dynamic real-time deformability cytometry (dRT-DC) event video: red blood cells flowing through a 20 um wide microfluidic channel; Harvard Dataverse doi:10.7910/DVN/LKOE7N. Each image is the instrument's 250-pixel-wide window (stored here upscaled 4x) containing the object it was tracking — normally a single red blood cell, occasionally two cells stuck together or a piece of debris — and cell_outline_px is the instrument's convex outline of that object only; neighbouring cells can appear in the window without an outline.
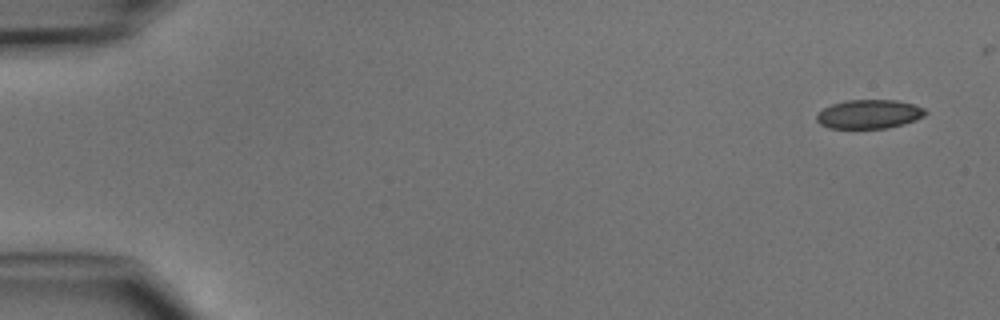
{"species": "common noctule bat (a hibernating species)", "species_latin": "Nyctalus noctula", "temperature_condition": "cold", "stored_images_in_passage": 41, "camera_frame_rate_fps": 3000, "um_per_image_px": 0.085, "animal": {"sex": "male", "body_mass_g": 15.6}, "frame": {"image": 1, "passage_image": 1, "time_ms": 0.0, "image_size_px": [1000, 320], "cell_outline_px": [[928, 112], [924, 116], [916, 120], [904, 124], [888, 128], [828, 128], [820, 124], [816, 120], [816, 116], [824, 108], [832, 104], [848, 100], [896, 100], [916, 104], [924, 108]], "centroid_in_image_um": [73.92, 9.7], "position_along_channel_um": 11.1, "area_um2": 18.44}}
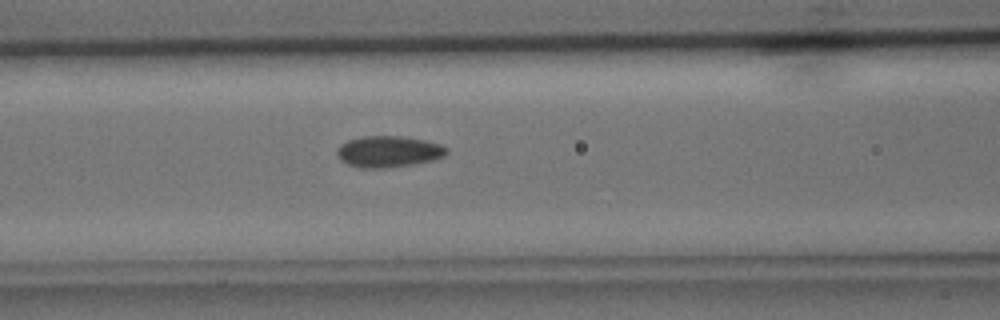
{"frame": {"image": 2, "passage_image": 19, "time_ms": 6.0, "image_size_px": [1000, 320], "cell_outline_px": [[448, 152], [444, 156], [432, 160], [412, 164], [380, 168], [360, 168], [348, 164], [340, 160], [336, 152], [340, 144], [348, 140], [364, 136], [400, 136], [424, 140], [440, 144], [448, 148]], "centroid_in_image_um": [33.01, 12.88], "position_along_channel_um": 133.6, "area_um2": 19.88}}
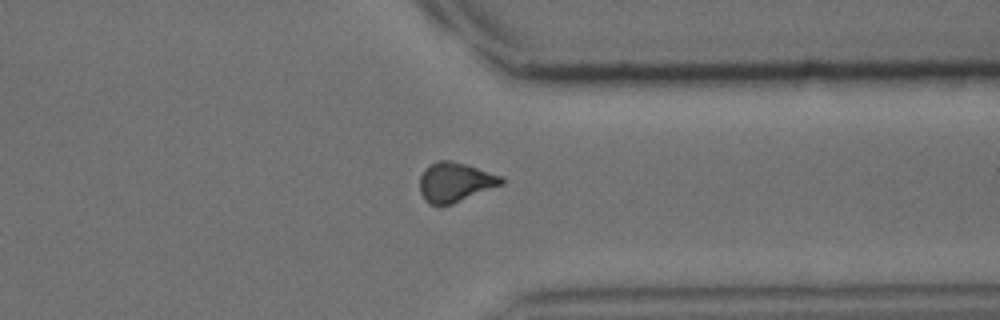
{"frame": {"image": 3, "passage_image": 36, "time_ms": 11.667, "image_size_px": [1000, 320], "cell_outline_px": [[504, 184], [452, 204], [428, 204], [424, 200], [420, 192], [420, 176], [424, 168], [428, 164], [436, 160], [452, 160], [504, 176]], "centroid_in_image_um": [38.68, 15.46], "position_along_channel_um": 372.7, "area_um2": 19.02}}